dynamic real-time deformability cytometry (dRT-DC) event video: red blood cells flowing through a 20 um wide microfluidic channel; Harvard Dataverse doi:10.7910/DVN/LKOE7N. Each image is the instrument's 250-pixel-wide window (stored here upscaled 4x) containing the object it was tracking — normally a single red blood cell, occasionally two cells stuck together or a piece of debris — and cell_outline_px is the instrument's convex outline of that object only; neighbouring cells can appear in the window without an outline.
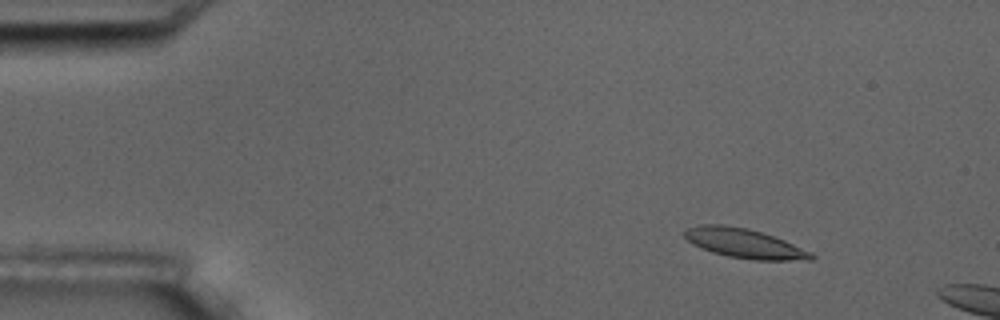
{"species": "common noctule bat (a hibernating species)", "species_latin": "Nyctalus noctula", "temperature_condition": "room temperature", "stored_images_in_passage": 3, "camera_frame_rate_fps": 3000, "um_per_image_px": 0.085, "animal": {"sex": "male", "body_mass_g": 17.5, "forearm_length_mm": 52.3}, "frame": {"image": 1, "passage_image": 1, "time_ms": 0.0, "image_size_px": [1000, 320], "cell_outline_px": [[816, 256], [812, 260], [756, 260], [728, 256], [712, 252], [692, 244], [684, 236], [684, 232], [688, 228], [700, 224], [724, 224], [748, 228], [784, 240], [812, 252]], "centroid_in_image_um": [63.27, 20.68], "position_along_channel_um": 21.7, "area_um2": 21.68}}